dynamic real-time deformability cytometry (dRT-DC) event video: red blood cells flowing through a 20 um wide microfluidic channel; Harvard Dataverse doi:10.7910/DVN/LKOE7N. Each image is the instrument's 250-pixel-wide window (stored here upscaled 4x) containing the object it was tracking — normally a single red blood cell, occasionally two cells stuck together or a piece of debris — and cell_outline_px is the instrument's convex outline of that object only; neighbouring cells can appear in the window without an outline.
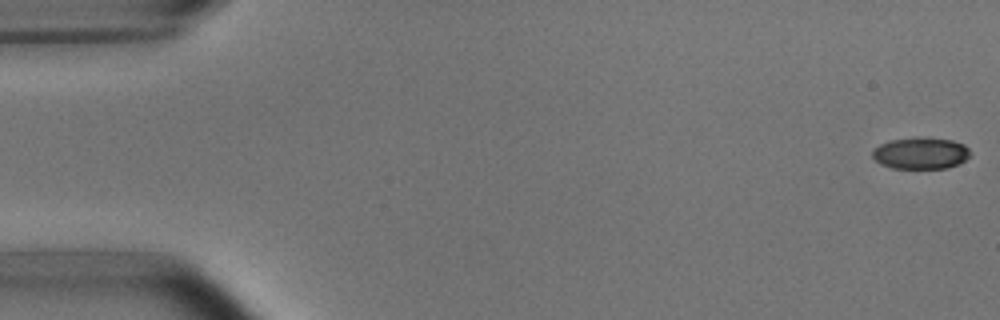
{"species": "common noctule bat (a hibernating species)", "species_latin": "Nyctalus noctula", "temperature_condition": "room temperature", "stored_images_in_passage": 5, "camera_frame_rate_fps": 3000, "um_per_image_px": 0.085, "animal": {"sex": "male", "body_mass_g": 15.6}, "frame": {"image": 1, "passage_image": 1, "time_ms": 0.0, "image_size_px": [1000, 320], "cell_outline_px": [[968, 156], [960, 164], [948, 168], [892, 168], [880, 164], [872, 156], [872, 148], [888, 140], [916, 136], [952, 140], [964, 144], [968, 148]], "centroid_in_image_um": [78.22, 13.01], "position_along_channel_um": 6.8, "area_um2": 18.26}}